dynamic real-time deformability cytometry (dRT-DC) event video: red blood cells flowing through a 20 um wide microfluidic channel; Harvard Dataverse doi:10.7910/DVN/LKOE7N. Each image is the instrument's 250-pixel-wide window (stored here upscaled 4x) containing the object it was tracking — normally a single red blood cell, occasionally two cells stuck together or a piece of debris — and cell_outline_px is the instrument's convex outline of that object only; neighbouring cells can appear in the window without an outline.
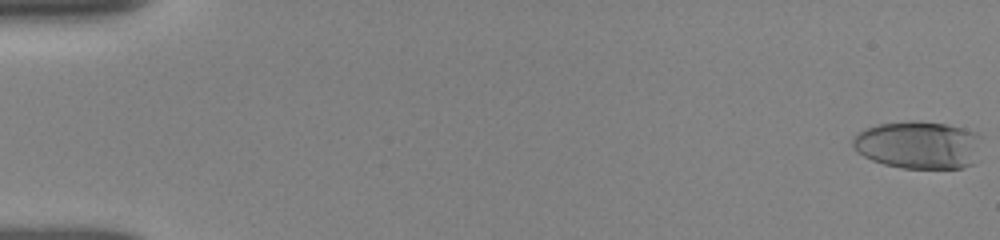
{"species": "human", "species_latin": "Homo sapiens", "temperature_condition": "room temperature", "stored_images_in_passage": 23, "camera_frame_rate_fps": 3000, "um_per_image_px": 0.085, "donor": {"sex": "female"}, "frame": {"image": 1, "passage_image": 1, "time_ms": 0.0, "image_size_px": [1000, 240], "cell_outline_px": [[980, 136], [972, 164], [964, 168], [904, 168], [884, 164], [872, 160], [864, 156], [852, 144], [852, 140], [856, 132], [864, 128], [880, 124], [912, 120], [944, 124], [976, 132]], "centroid_in_image_um": [78.01, 12.31], "position_along_channel_um": 7.0, "area_um2": 35.37}}
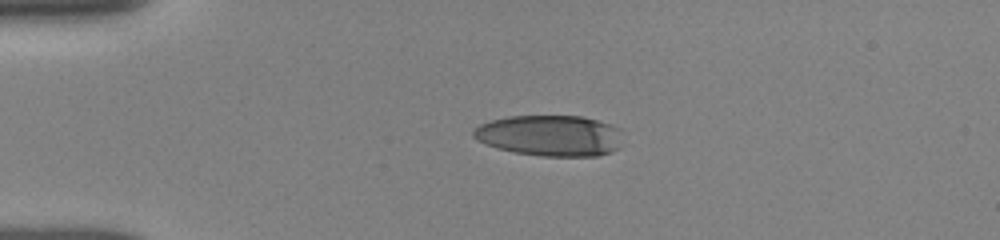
{"frame": {"image": 2, "passage_image": 13, "time_ms": 4.0, "image_size_px": [1000, 240], "cell_outline_px": [[620, 148], [612, 152], [596, 156], [540, 156], [516, 152], [496, 148], [476, 140], [472, 136], [472, 132], [480, 124], [492, 120], [508, 116], [580, 116], [596, 120], [620, 128]], "centroid_in_image_um": [46.75, 11.53], "position_along_channel_um": 38.3, "area_um2": 35.66}}
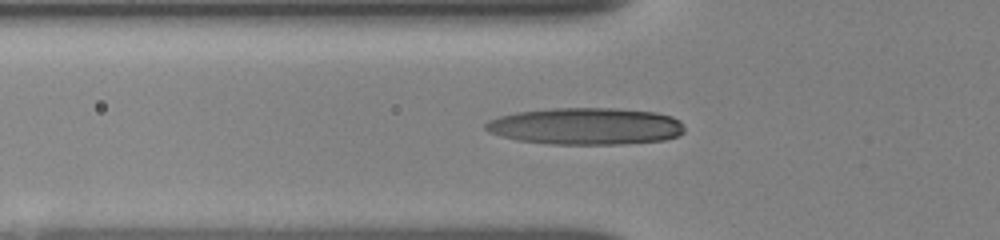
{"frame": {"image": 3, "passage_image": 20, "time_ms": 6.0, "image_size_px": [1000, 240], "cell_outline_px": [[684, 132], [676, 136], [664, 140], [620, 144], [552, 144], [516, 140], [500, 136], [488, 132], [484, 128], [484, 124], [488, 120], [500, 116], [516, 112], [552, 108], [616, 108], [656, 112], [672, 116], [680, 120], [684, 128]], "centroid_in_image_um": [49.78, 10.72], "position_along_channel_um": 76.0, "area_um2": 43.0}}